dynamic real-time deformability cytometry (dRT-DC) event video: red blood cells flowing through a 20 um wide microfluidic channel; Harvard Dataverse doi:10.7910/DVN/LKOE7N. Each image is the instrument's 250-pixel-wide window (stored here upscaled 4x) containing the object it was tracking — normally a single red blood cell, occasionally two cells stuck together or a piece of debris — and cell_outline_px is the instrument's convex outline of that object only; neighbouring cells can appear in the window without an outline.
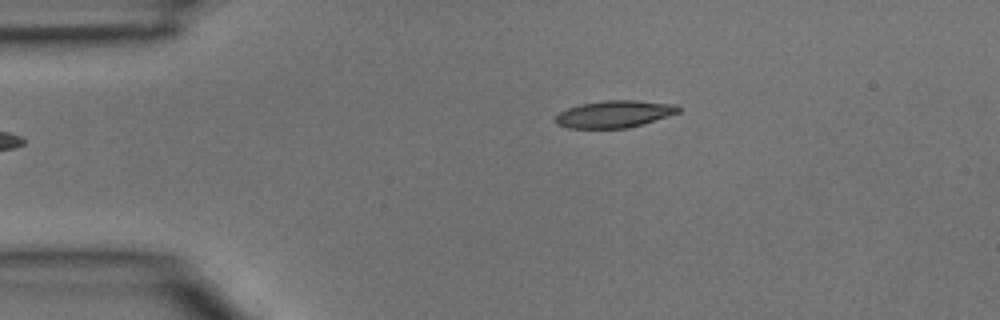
{"species": "common noctule bat (a hibernating species)", "species_latin": "Nyctalus noctula", "temperature_condition": "room temperature", "stored_images_in_passage": 2, "camera_frame_rate_fps": 3000, "um_per_image_px": 0.085, "animal": {"sex": "male", "body_mass_g": 15.6}, "frame": {"image": 1, "passage_image": 1, "time_ms": 0.0, "image_size_px": [1000, 320], "cell_outline_px": [[680, 112], [644, 124], [628, 128], [568, 128], [556, 124], [556, 116], [560, 112], [568, 108], [580, 104], [604, 100], [636, 100], [676, 104], [680, 108]], "centroid_in_image_um": [52.24, 9.69], "position_along_channel_um": 32.8, "area_um2": 19.48}}